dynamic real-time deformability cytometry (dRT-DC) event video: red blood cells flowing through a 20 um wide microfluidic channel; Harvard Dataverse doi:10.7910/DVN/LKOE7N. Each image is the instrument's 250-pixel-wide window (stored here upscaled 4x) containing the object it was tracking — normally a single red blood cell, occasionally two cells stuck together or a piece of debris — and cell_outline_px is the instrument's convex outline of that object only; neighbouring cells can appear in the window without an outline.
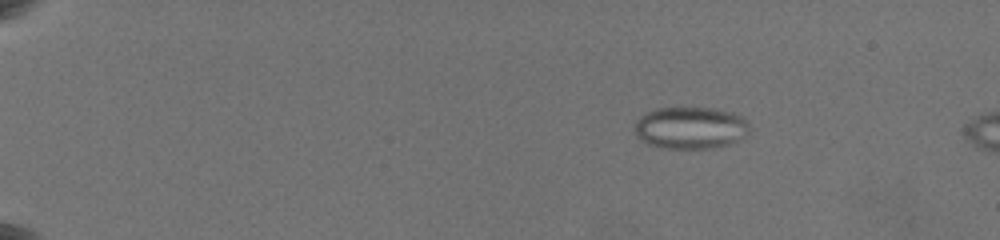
{"species": "common noctule bat (a hibernating species)", "species_latin": "Nyctalus noctula", "temperature_condition": "warm", "stored_images_in_passage": 19, "camera_frame_rate_fps": 3000, "um_per_image_px": 0.085, "animal": {"sex": "female", "body_mass_g": 19.5, "forearm_length_mm": 54.1}, "frame": {"image": 1, "passage_image": 11, "time_ms": 3.667, "image_size_px": [1000, 240], "cell_outline_px": [[748, 132], [740, 140], [728, 144], [712, 148], [660, 148], [648, 144], [636, 136], [636, 120], [644, 112], [656, 108], [712, 108], [732, 112], [748, 120]], "centroid_in_image_um": [58.68, 10.86], "position_along_channel_um": 26.3, "area_um2": 28.21}}
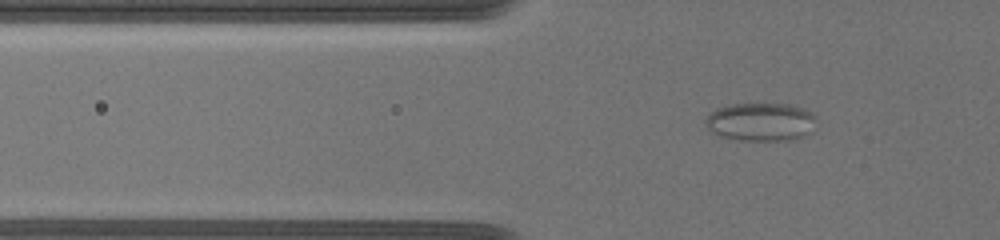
{"frame": {"image": 2, "passage_image": 16, "time_ms": 7.667, "image_size_px": [1000, 240], "cell_outline_px": [[816, 116], [812, 132], [804, 136], [792, 140], [740, 140], [720, 136], [712, 132], [708, 128], [704, 120], [716, 108], [732, 104], [788, 104], [804, 108]], "centroid_in_image_um": [64.68, 10.36], "position_along_channel_um": 61.1, "area_um2": 24.74}}
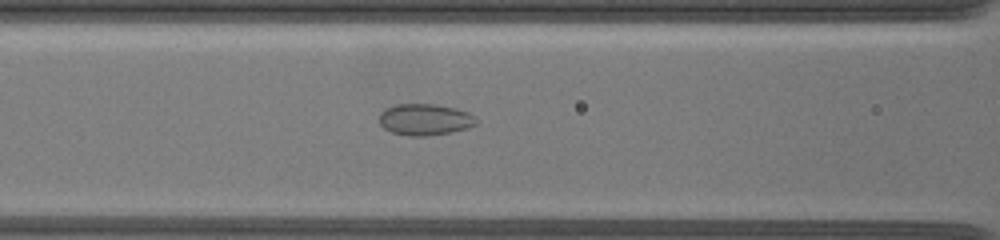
{"frame": {"image": 3, "passage_image": 19, "time_ms": 10.0, "image_size_px": [1000, 240], "cell_outline_px": [[476, 124], [468, 128], [452, 132], [428, 136], [408, 136], [392, 132], [384, 128], [380, 124], [380, 112], [384, 108], [396, 104], [436, 104], [456, 108], [468, 112], [476, 116]], "centroid_in_image_um": [36.12, 10.16], "position_along_channel_um": 130.5, "area_um2": 17.98}}